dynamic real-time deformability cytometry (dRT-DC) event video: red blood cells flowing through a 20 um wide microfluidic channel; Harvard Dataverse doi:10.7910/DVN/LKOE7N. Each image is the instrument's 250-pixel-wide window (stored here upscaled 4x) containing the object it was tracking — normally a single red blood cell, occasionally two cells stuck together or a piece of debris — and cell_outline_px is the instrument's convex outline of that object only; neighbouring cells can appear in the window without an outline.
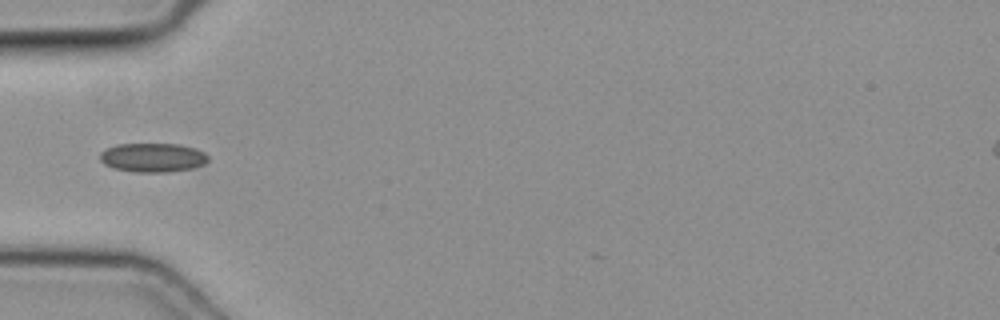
{"species": "common noctule bat (a hibernating species)", "species_latin": "Nyctalus noctula", "temperature_condition": "cold", "stored_images_in_passage": 23, "camera_frame_rate_fps": 3000, "um_per_image_px": 0.085, "animal": {"sex": "female", "body_mass_g": 19.3, "forearm_length_mm": 54.1}, "frame": {"image": 1, "passage_image": 1, "time_ms": 0.0, "image_size_px": [1000, 320], "cell_outline_px": [[208, 160], [204, 164], [196, 168], [168, 172], [136, 172], [112, 168], [104, 164], [100, 160], [100, 152], [116, 144], [176, 144], [196, 148], [204, 152], [208, 156]], "centroid_in_image_um": [13.0, 13.4], "position_along_channel_um": 72.0, "area_um2": 18.44}}
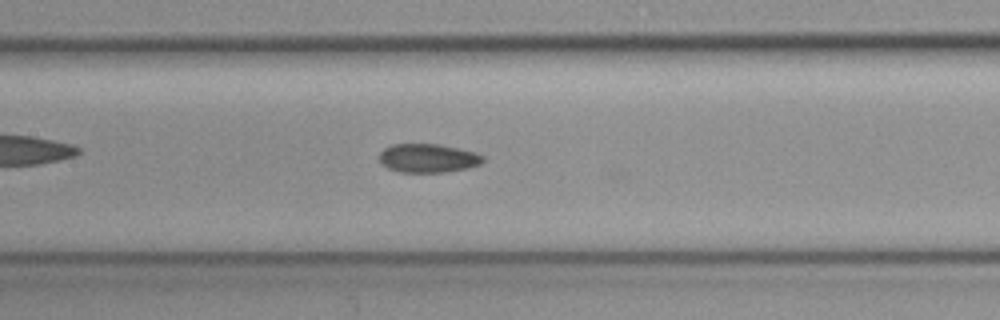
{"frame": {"image": 2, "passage_image": 8, "time_ms": 2.333, "image_size_px": [1000, 320], "cell_outline_px": [[484, 160], [480, 164], [468, 168], [444, 172], [400, 172], [388, 168], [380, 164], [380, 152], [384, 148], [392, 144], [440, 144], [476, 152], [484, 156]], "centroid_in_image_um": [36.38, 13.44], "position_along_channel_um": 171.0, "area_um2": 17.46}}
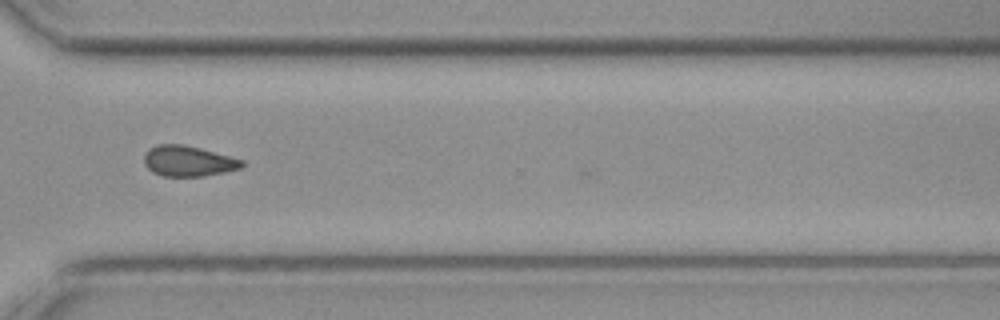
{"frame": {"image": 3, "passage_image": 21, "time_ms": 6.667, "image_size_px": [1000, 320], "cell_outline_px": [[244, 164], [240, 168], [224, 172], [204, 176], [164, 176], [152, 172], [144, 164], [144, 156], [148, 148], [156, 144], [184, 144], [200, 148], [244, 160]], "centroid_in_image_um": [15.97, 13.68], "position_along_channel_um": 354.6, "area_um2": 17.46}}